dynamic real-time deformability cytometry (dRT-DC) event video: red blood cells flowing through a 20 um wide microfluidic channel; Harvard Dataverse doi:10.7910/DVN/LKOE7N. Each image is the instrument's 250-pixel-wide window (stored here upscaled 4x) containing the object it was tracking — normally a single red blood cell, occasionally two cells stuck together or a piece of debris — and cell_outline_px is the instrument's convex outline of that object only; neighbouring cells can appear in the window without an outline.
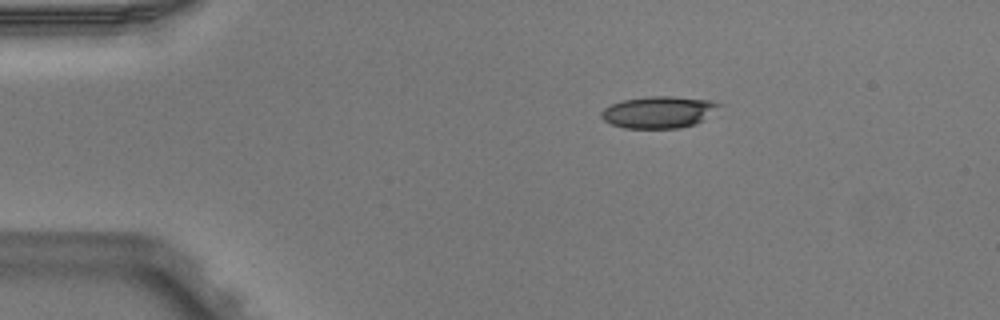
{"species": "Egyptian fruit bat (a non-hibernating species)", "species_latin": "Rousettus aegyptiacus", "temperature_condition": "warm", "stored_images_in_passage": 5, "camera_frame_rate_fps": 3000, "um_per_image_px": 0.085, "animal": {"sex": "male"}, "frame": {"image": 1, "passage_image": 1, "time_ms": 0.0, "image_size_px": [1000, 320], "cell_outline_px": [[724, 104], [704, 120], [696, 124], [680, 128], [624, 128], [612, 124], [604, 120], [600, 116], [600, 112], [604, 108], [612, 104], [624, 100], [652, 96], [672, 96], [708, 100]], "centroid_in_image_um": [56.02, 9.54], "position_along_channel_um": 29.0, "area_um2": 21.85}}
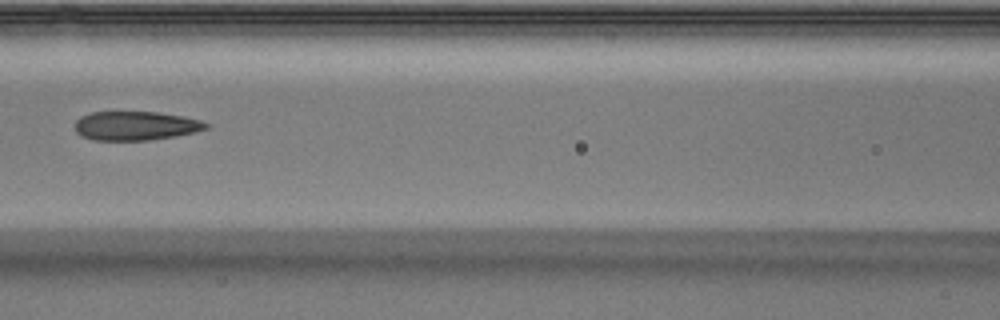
{"frame": {"image": 2, "passage_image": 4, "time_ms": 1.0, "image_size_px": [1000, 320], "cell_outline_px": [[208, 128], [196, 132], [148, 140], [92, 140], [80, 136], [76, 132], [76, 120], [80, 116], [92, 112], [160, 112], [200, 120], [208, 124]], "centroid_in_image_um": [11.49, 10.69], "position_along_channel_um": 155.1, "area_um2": 22.02}}
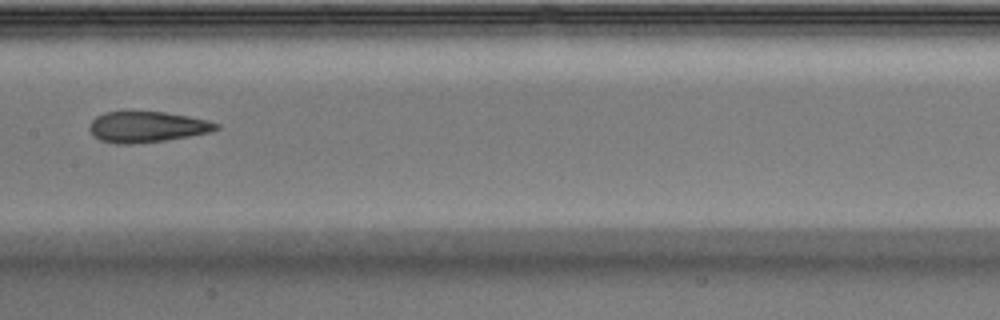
{"frame": {"image": 3, "passage_image": 5, "time_ms": 1.333, "image_size_px": [1000, 320], "cell_outline_px": [[220, 128], [208, 132], [188, 136], [164, 140], [132, 144], [116, 144], [100, 140], [92, 136], [88, 128], [88, 124], [96, 116], [104, 112], [124, 108], [132, 108], [164, 112], [188, 116], [208, 120], [220, 124]], "centroid_in_image_um": [12.39, 10.73], "position_along_channel_um": 195.0, "area_um2": 23.76}}